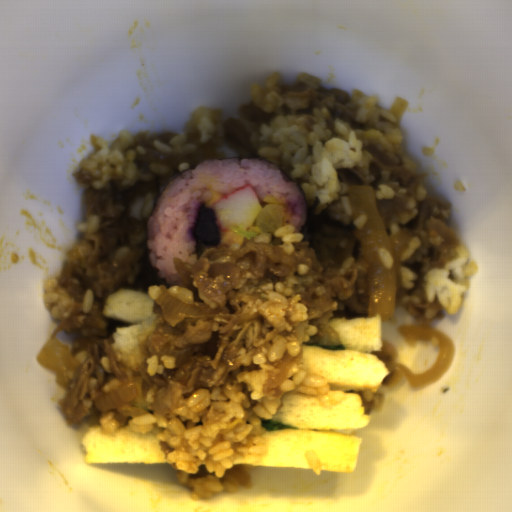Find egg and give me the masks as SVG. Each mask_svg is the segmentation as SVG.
Returning a JSON list of instances; mask_svg holds the SVG:
<instances>
[{
    "label": "egg",
    "instance_id": "egg-1",
    "mask_svg": "<svg viewBox=\"0 0 512 512\" xmlns=\"http://www.w3.org/2000/svg\"><path fill=\"white\" fill-rule=\"evenodd\" d=\"M265 205L266 204H274L277 206H280L284 209L283 216H282V223L286 222L287 219L291 215L292 208L288 202L286 194H273V195H266L264 199Z\"/></svg>",
    "mask_w": 512,
    "mask_h": 512
}]
</instances>
